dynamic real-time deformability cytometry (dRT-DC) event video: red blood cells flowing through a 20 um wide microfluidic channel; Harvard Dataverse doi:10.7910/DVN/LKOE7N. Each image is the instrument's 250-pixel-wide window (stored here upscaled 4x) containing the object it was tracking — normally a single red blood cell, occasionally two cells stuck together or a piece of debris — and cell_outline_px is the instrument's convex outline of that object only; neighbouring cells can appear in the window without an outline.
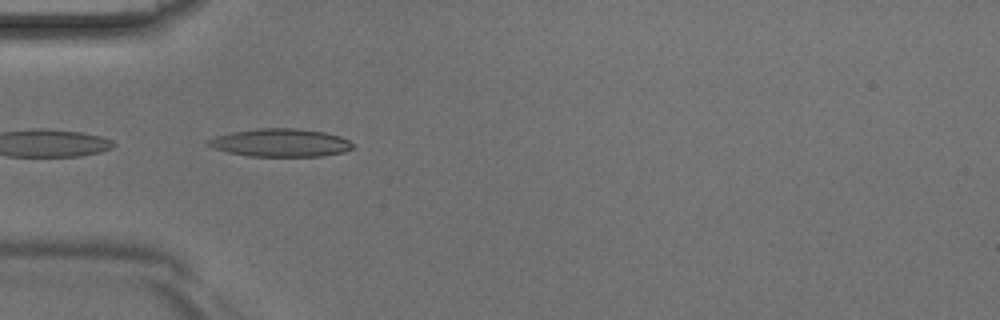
{"species": "Egyptian fruit bat (a non-hibernating species)", "species_latin": "Rousettus aegyptiacus", "temperature_condition": "room temperature", "stored_images_in_passage": 28, "camera_frame_rate_fps": 3000, "um_per_image_px": 0.085, "animal": {"sex": "male"}, "frame": {"image": 1, "passage_image": 13, "time_ms": 4.0, "image_size_px": [1000, 320], "cell_outline_px": [[352, 148], [344, 152], [324, 156], [248, 156], [228, 152], [212, 148], [208, 144], [208, 140], [216, 136], [232, 132], [256, 128], [296, 128], [324, 132], [340, 136], [348, 140], [352, 144]], "centroid_in_image_um": [23.84, 12.13], "position_along_channel_um": 61.2, "area_um2": 23.52}}